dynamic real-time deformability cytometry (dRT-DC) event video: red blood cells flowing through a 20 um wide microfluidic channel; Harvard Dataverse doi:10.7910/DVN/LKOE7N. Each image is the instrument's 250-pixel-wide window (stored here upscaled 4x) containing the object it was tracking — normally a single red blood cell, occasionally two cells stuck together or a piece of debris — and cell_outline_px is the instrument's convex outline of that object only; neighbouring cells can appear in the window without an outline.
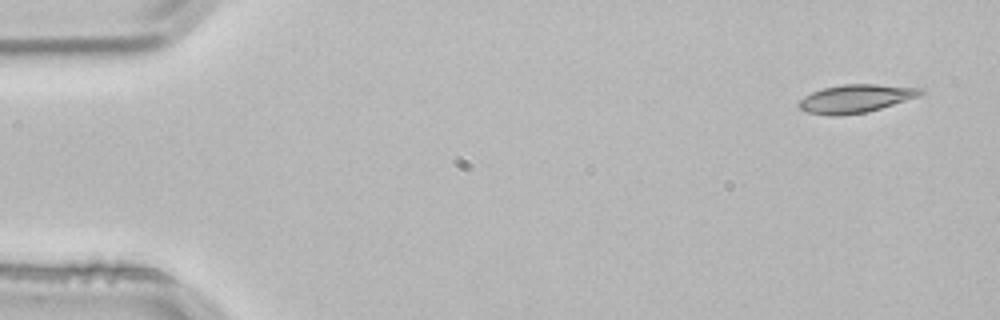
{"species": "common noctule bat (a hibernating species)", "species_latin": "Nyctalus noctula", "temperature_condition": "room temperature", "stored_images_in_passage": 3, "camera_frame_rate_fps": 3000, "um_per_image_px": 0.085, "animal": {"sex": "male", "body_mass_g": 21.5, "forearm_length_mm": 52.0}, "frame": {"image": 1, "passage_image": 1, "time_ms": 0.0, "image_size_px": [1000, 320], "cell_outline_px": [[924, 92], [920, 96], [868, 112], [840, 116], [828, 116], [808, 112], [800, 108], [796, 104], [804, 96], [812, 92], [824, 88], [844, 84], [876, 84], [924, 88]], "centroid_in_image_um": [72.74, 8.38], "position_along_channel_um": 12.3, "area_um2": 20.11}}